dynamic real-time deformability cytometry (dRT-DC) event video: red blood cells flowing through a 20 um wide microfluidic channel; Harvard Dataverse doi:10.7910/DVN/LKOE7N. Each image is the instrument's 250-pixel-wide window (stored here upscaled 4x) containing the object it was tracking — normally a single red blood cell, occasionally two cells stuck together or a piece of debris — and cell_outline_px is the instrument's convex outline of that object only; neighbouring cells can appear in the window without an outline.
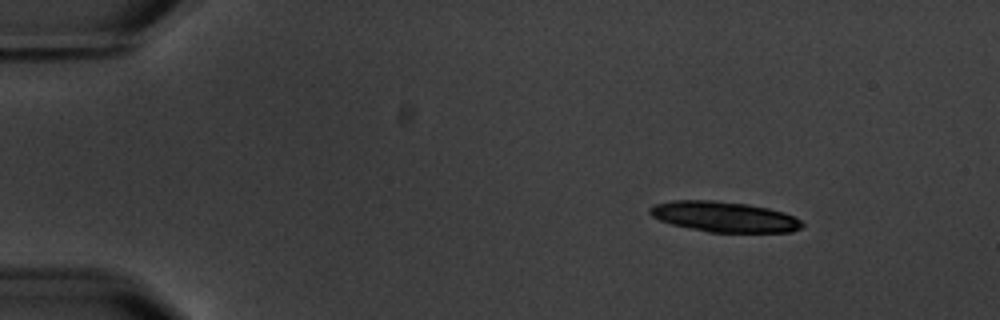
{"species": "common noctule bat (a hibernating species)", "species_latin": "Nyctalus noctula", "temperature_condition": "warm", "stored_images_in_passage": 4, "camera_frame_rate_fps": 3000, "um_per_image_px": 0.085, "animal": {"sex": "male", "body_mass_g": 20.1, "forearm_length_mm": 53.5}, "frame": {"image": 1, "passage_image": 1, "time_ms": 0.0, "image_size_px": [1000, 320], "cell_outline_px": [[804, 224], [800, 228], [792, 232], [708, 232], [672, 224], [660, 220], [652, 216], [648, 212], [648, 208], [652, 204], [672, 200], [716, 200], [748, 204], [768, 208], [784, 212], [800, 220]], "centroid_in_image_um": [61.52, 18.41], "position_along_channel_um": 23.5, "area_um2": 27.11}}